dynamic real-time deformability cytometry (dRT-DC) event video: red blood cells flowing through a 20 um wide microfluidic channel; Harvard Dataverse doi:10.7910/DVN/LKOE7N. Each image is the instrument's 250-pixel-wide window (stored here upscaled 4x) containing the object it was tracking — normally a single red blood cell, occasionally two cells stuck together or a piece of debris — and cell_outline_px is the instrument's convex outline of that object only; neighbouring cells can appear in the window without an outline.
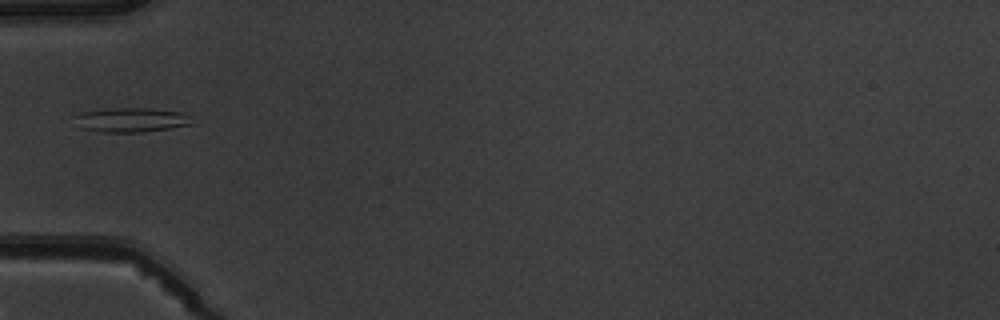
{"species": "common noctule bat (a hibernating species)", "species_latin": "Nyctalus noctula", "temperature_condition": "warm", "stored_images_in_passage": 6, "camera_frame_rate_fps": 3000, "um_per_image_px": 0.085, "animal": {"sex": "male", "body_mass_g": 19.5, "forearm_length_mm": 54.6}, "frame": {"image": 1, "passage_image": 5, "time_ms": 4.667, "image_size_px": [1000, 320], "cell_outline_px": [[196, 124], [140, 132], [104, 132], [80, 128], [76, 116], [80, 112], [116, 108], [148, 108], [180, 112], [188, 116]], "centroid_in_image_um": [11.19, 10.19], "position_along_channel_um": 73.8, "area_um2": 16.36}}